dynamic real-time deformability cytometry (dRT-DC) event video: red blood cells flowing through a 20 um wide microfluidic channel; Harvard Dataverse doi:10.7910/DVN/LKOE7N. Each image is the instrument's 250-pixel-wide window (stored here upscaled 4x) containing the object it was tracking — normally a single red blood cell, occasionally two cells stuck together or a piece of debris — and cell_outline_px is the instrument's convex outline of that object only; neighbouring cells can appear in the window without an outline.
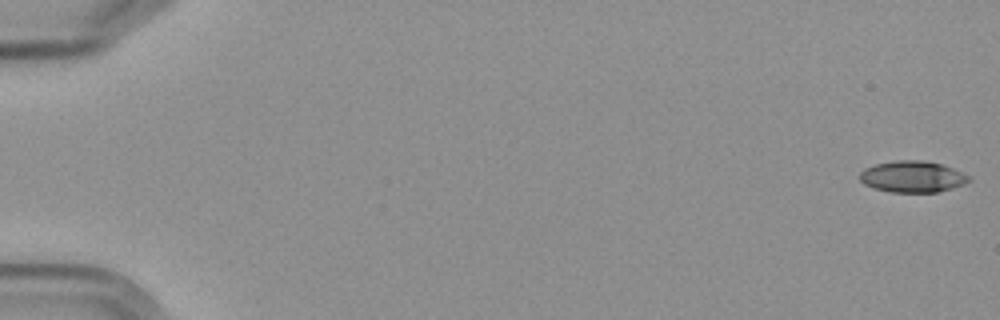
{"species": "Egyptian fruit bat (a non-hibernating species)", "species_latin": "Rousettus aegyptiacus", "temperature_condition": "cold", "stored_images_in_passage": 5, "camera_frame_rate_fps": 3000, "um_per_image_px": 0.085, "frame": {"image": 1, "passage_image": 1, "time_ms": 0.0, "image_size_px": [1000, 320], "cell_outline_px": [[972, 180], [964, 184], [952, 188], [936, 192], [888, 192], [872, 188], [864, 184], [860, 180], [860, 172], [864, 168], [876, 164], [896, 160], [924, 160], [940, 164], [952, 168], [968, 176]], "centroid_in_image_um": [77.52, 15.02], "position_along_channel_um": 7.5, "area_um2": 19.94}}
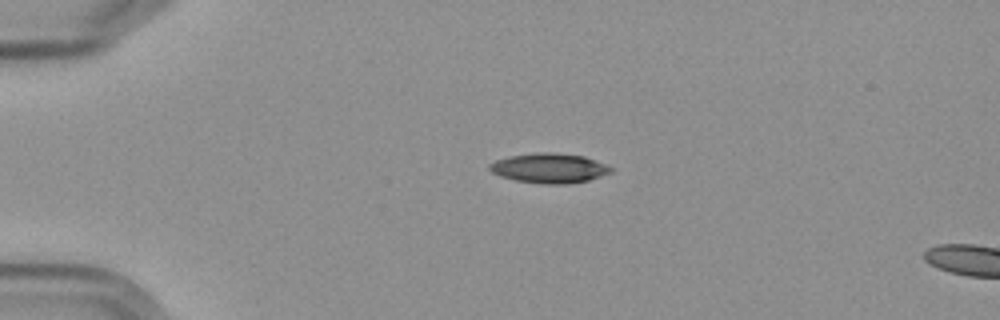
{"frame": {"image": 2, "passage_image": 4, "time_ms": 4.333, "image_size_px": [1000, 320], "cell_outline_px": [[612, 172], [588, 180], [568, 184], [544, 184], [516, 180], [500, 176], [492, 172], [488, 168], [488, 164], [496, 160], [508, 156], [536, 152], [552, 152], [584, 156], [604, 164], [612, 168]], "centroid_in_image_um": [46.65, 14.28], "position_along_channel_um": 38.3, "area_um2": 20.98}}